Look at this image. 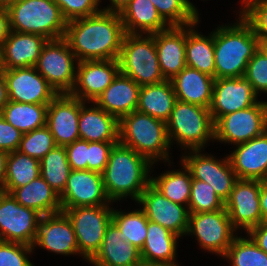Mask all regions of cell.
<instances>
[{"label": "cell", "mask_w": 267, "mask_h": 266, "mask_svg": "<svg viewBox=\"0 0 267 266\" xmlns=\"http://www.w3.org/2000/svg\"><path fill=\"white\" fill-rule=\"evenodd\" d=\"M40 176V161L21 152H10L7 159L3 191L11 193Z\"/></svg>", "instance_id": "35"}, {"label": "cell", "mask_w": 267, "mask_h": 266, "mask_svg": "<svg viewBox=\"0 0 267 266\" xmlns=\"http://www.w3.org/2000/svg\"><path fill=\"white\" fill-rule=\"evenodd\" d=\"M240 15L251 25L258 40H267V0H253Z\"/></svg>", "instance_id": "43"}, {"label": "cell", "mask_w": 267, "mask_h": 266, "mask_svg": "<svg viewBox=\"0 0 267 266\" xmlns=\"http://www.w3.org/2000/svg\"><path fill=\"white\" fill-rule=\"evenodd\" d=\"M67 159L72 170H87L88 141L78 139L65 146Z\"/></svg>", "instance_id": "48"}, {"label": "cell", "mask_w": 267, "mask_h": 266, "mask_svg": "<svg viewBox=\"0 0 267 266\" xmlns=\"http://www.w3.org/2000/svg\"><path fill=\"white\" fill-rule=\"evenodd\" d=\"M178 238L179 236L168 229L148 220L147 238L140 250L141 261L178 266L174 261Z\"/></svg>", "instance_id": "29"}, {"label": "cell", "mask_w": 267, "mask_h": 266, "mask_svg": "<svg viewBox=\"0 0 267 266\" xmlns=\"http://www.w3.org/2000/svg\"><path fill=\"white\" fill-rule=\"evenodd\" d=\"M223 256L230 259L232 266H267V253L251 237L236 236Z\"/></svg>", "instance_id": "40"}, {"label": "cell", "mask_w": 267, "mask_h": 266, "mask_svg": "<svg viewBox=\"0 0 267 266\" xmlns=\"http://www.w3.org/2000/svg\"><path fill=\"white\" fill-rule=\"evenodd\" d=\"M185 27L170 26L164 31L154 33L157 57L165 80L173 79L186 67V29L189 26Z\"/></svg>", "instance_id": "24"}, {"label": "cell", "mask_w": 267, "mask_h": 266, "mask_svg": "<svg viewBox=\"0 0 267 266\" xmlns=\"http://www.w3.org/2000/svg\"><path fill=\"white\" fill-rule=\"evenodd\" d=\"M11 195L19 204L42 216L62 212L60 196L41 176L25 186L15 188Z\"/></svg>", "instance_id": "31"}, {"label": "cell", "mask_w": 267, "mask_h": 266, "mask_svg": "<svg viewBox=\"0 0 267 266\" xmlns=\"http://www.w3.org/2000/svg\"><path fill=\"white\" fill-rule=\"evenodd\" d=\"M214 80L215 78L186 66L171 82L178 101L210 108Z\"/></svg>", "instance_id": "28"}, {"label": "cell", "mask_w": 267, "mask_h": 266, "mask_svg": "<svg viewBox=\"0 0 267 266\" xmlns=\"http://www.w3.org/2000/svg\"><path fill=\"white\" fill-rule=\"evenodd\" d=\"M125 35L120 15L101 11L67 22L64 39L75 61L116 60Z\"/></svg>", "instance_id": "1"}, {"label": "cell", "mask_w": 267, "mask_h": 266, "mask_svg": "<svg viewBox=\"0 0 267 266\" xmlns=\"http://www.w3.org/2000/svg\"><path fill=\"white\" fill-rule=\"evenodd\" d=\"M141 261L140 250L126 241L111 221L97 253L88 261L94 266H135Z\"/></svg>", "instance_id": "25"}, {"label": "cell", "mask_w": 267, "mask_h": 266, "mask_svg": "<svg viewBox=\"0 0 267 266\" xmlns=\"http://www.w3.org/2000/svg\"><path fill=\"white\" fill-rule=\"evenodd\" d=\"M47 41L38 34L10 31L0 48V69L35 66Z\"/></svg>", "instance_id": "23"}, {"label": "cell", "mask_w": 267, "mask_h": 266, "mask_svg": "<svg viewBox=\"0 0 267 266\" xmlns=\"http://www.w3.org/2000/svg\"><path fill=\"white\" fill-rule=\"evenodd\" d=\"M176 101L171 80H164L140 87L136 110L166 122Z\"/></svg>", "instance_id": "32"}, {"label": "cell", "mask_w": 267, "mask_h": 266, "mask_svg": "<svg viewBox=\"0 0 267 266\" xmlns=\"http://www.w3.org/2000/svg\"><path fill=\"white\" fill-rule=\"evenodd\" d=\"M228 157L238 179H267V130L247 141L237 145Z\"/></svg>", "instance_id": "22"}, {"label": "cell", "mask_w": 267, "mask_h": 266, "mask_svg": "<svg viewBox=\"0 0 267 266\" xmlns=\"http://www.w3.org/2000/svg\"><path fill=\"white\" fill-rule=\"evenodd\" d=\"M118 142H88L87 170L102 173L106 168L110 152Z\"/></svg>", "instance_id": "47"}, {"label": "cell", "mask_w": 267, "mask_h": 266, "mask_svg": "<svg viewBox=\"0 0 267 266\" xmlns=\"http://www.w3.org/2000/svg\"><path fill=\"white\" fill-rule=\"evenodd\" d=\"M10 22L7 8L0 7V48L10 33Z\"/></svg>", "instance_id": "51"}, {"label": "cell", "mask_w": 267, "mask_h": 266, "mask_svg": "<svg viewBox=\"0 0 267 266\" xmlns=\"http://www.w3.org/2000/svg\"><path fill=\"white\" fill-rule=\"evenodd\" d=\"M76 81L70 95L94 103L120 72L118 59L77 62Z\"/></svg>", "instance_id": "19"}, {"label": "cell", "mask_w": 267, "mask_h": 266, "mask_svg": "<svg viewBox=\"0 0 267 266\" xmlns=\"http://www.w3.org/2000/svg\"><path fill=\"white\" fill-rule=\"evenodd\" d=\"M23 133L9 124L0 114V150L13 152L17 151Z\"/></svg>", "instance_id": "49"}, {"label": "cell", "mask_w": 267, "mask_h": 266, "mask_svg": "<svg viewBox=\"0 0 267 266\" xmlns=\"http://www.w3.org/2000/svg\"><path fill=\"white\" fill-rule=\"evenodd\" d=\"M80 99L70 94H58L47 107L46 126L57 146H67L79 136Z\"/></svg>", "instance_id": "20"}, {"label": "cell", "mask_w": 267, "mask_h": 266, "mask_svg": "<svg viewBox=\"0 0 267 266\" xmlns=\"http://www.w3.org/2000/svg\"><path fill=\"white\" fill-rule=\"evenodd\" d=\"M147 219L181 237L187 233L189 211L181 204L170 201L151 183L137 200Z\"/></svg>", "instance_id": "15"}, {"label": "cell", "mask_w": 267, "mask_h": 266, "mask_svg": "<svg viewBox=\"0 0 267 266\" xmlns=\"http://www.w3.org/2000/svg\"><path fill=\"white\" fill-rule=\"evenodd\" d=\"M63 212L73 225L79 253L89 261L100 249L113 209L100 205L67 208Z\"/></svg>", "instance_id": "8"}, {"label": "cell", "mask_w": 267, "mask_h": 266, "mask_svg": "<svg viewBox=\"0 0 267 266\" xmlns=\"http://www.w3.org/2000/svg\"><path fill=\"white\" fill-rule=\"evenodd\" d=\"M75 59L64 38L48 40L35 68L58 94H70L76 81Z\"/></svg>", "instance_id": "9"}, {"label": "cell", "mask_w": 267, "mask_h": 266, "mask_svg": "<svg viewBox=\"0 0 267 266\" xmlns=\"http://www.w3.org/2000/svg\"><path fill=\"white\" fill-rule=\"evenodd\" d=\"M41 217L37 211L19 204L11 193L0 191V241L33 247L36 225Z\"/></svg>", "instance_id": "12"}, {"label": "cell", "mask_w": 267, "mask_h": 266, "mask_svg": "<svg viewBox=\"0 0 267 266\" xmlns=\"http://www.w3.org/2000/svg\"><path fill=\"white\" fill-rule=\"evenodd\" d=\"M119 142L152 164L159 158L169 162L168 149L171 145L166 122L146 113L135 110L119 120Z\"/></svg>", "instance_id": "4"}, {"label": "cell", "mask_w": 267, "mask_h": 266, "mask_svg": "<svg viewBox=\"0 0 267 266\" xmlns=\"http://www.w3.org/2000/svg\"><path fill=\"white\" fill-rule=\"evenodd\" d=\"M151 165L147 158L132 148L120 142L115 144L102 172L107 197L114 202L129 195L137 201L151 183L152 177L148 175Z\"/></svg>", "instance_id": "2"}, {"label": "cell", "mask_w": 267, "mask_h": 266, "mask_svg": "<svg viewBox=\"0 0 267 266\" xmlns=\"http://www.w3.org/2000/svg\"><path fill=\"white\" fill-rule=\"evenodd\" d=\"M170 144L173 140L190 150H201L214 139V122L209 108L176 101L166 121ZM173 138V140H172Z\"/></svg>", "instance_id": "7"}, {"label": "cell", "mask_w": 267, "mask_h": 266, "mask_svg": "<svg viewBox=\"0 0 267 266\" xmlns=\"http://www.w3.org/2000/svg\"><path fill=\"white\" fill-rule=\"evenodd\" d=\"M227 210L189 214L187 234H194L199 245L210 252L224 255L235 239Z\"/></svg>", "instance_id": "11"}, {"label": "cell", "mask_w": 267, "mask_h": 266, "mask_svg": "<svg viewBox=\"0 0 267 266\" xmlns=\"http://www.w3.org/2000/svg\"><path fill=\"white\" fill-rule=\"evenodd\" d=\"M168 26L198 24V10L189 0H151Z\"/></svg>", "instance_id": "39"}, {"label": "cell", "mask_w": 267, "mask_h": 266, "mask_svg": "<svg viewBox=\"0 0 267 266\" xmlns=\"http://www.w3.org/2000/svg\"><path fill=\"white\" fill-rule=\"evenodd\" d=\"M9 96L7 90L6 80L3 74L2 69H0V113L3 110V107L8 103Z\"/></svg>", "instance_id": "53"}, {"label": "cell", "mask_w": 267, "mask_h": 266, "mask_svg": "<svg viewBox=\"0 0 267 266\" xmlns=\"http://www.w3.org/2000/svg\"><path fill=\"white\" fill-rule=\"evenodd\" d=\"M79 136L88 142H119V120L97 104L86 108L80 100Z\"/></svg>", "instance_id": "27"}, {"label": "cell", "mask_w": 267, "mask_h": 266, "mask_svg": "<svg viewBox=\"0 0 267 266\" xmlns=\"http://www.w3.org/2000/svg\"><path fill=\"white\" fill-rule=\"evenodd\" d=\"M18 0H0V7L8 8L12 3H15Z\"/></svg>", "instance_id": "57"}, {"label": "cell", "mask_w": 267, "mask_h": 266, "mask_svg": "<svg viewBox=\"0 0 267 266\" xmlns=\"http://www.w3.org/2000/svg\"><path fill=\"white\" fill-rule=\"evenodd\" d=\"M260 210L263 222L267 223V179L260 181Z\"/></svg>", "instance_id": "52"}, {"label": "cell", "mask_w": 267, "mask_h": 266, "mask_svg": "<svg viewBox=\"0 0 267 266\" xmlns=\"http://www.w3.org/2000/svg\"><path fill=\"white\" fill-rule=\"evenodd\" d=\"M259 51L267 57V40H259Z\"/></svg>", "instance_id": "56"}, {"label": "cell", "mask_w": 267, "mask_h": 266, "mask_svg": "<svg viewBox=\"0 0 267 266\" xmlns=\"http://www.w3.org/2000/svg\"><path fill=\"white\" fill-rule=\"evenodd\" d=\"M135 266H166V265L156 264V263H150V262H145V261H140Z\"/></svg>", "instance_id": "58"}, {"label": "cell", "mask_w": 267, "mask_h": 266, "mask_svg": "<svg viewBox=\"0 0 267 266\" xmlns=\"http://www.w3.org/2000/svg\"><path fill=\"white\" fill-rule=\"evenodd\" d=\"M33 249L22 243L0 241V266H33L26 256Z\"/></svg>", "instance_id": "45"}, {"label": "cell", "mask_w": 267, "mask_h": 266, "mask_svg": "<svg viewBox=\"0 0 267 266\" xmlns=\"http://www.w3.org/2000/svg\"><path fill=\"white\" fill-rule=\"evenodd\" d=\"M259 194L260 181L238 179L235 182L225 201V209L235 229L242 227L248 232L263 222Z\"/></svg>", "instance_id": "16"}, {"label": "cell", "mask_w": 267, "mask_h": 266, "mask_svg": "<svg viewBox=\"0 0 267 266\" xmlns=\"http://www.w3.org/2000/svg\"><path fill=\"white\" fill-rule=\"evenodd\" d=\"M7 11L11 31L38 34L48 40L64 38L67 20L53 0H18Z\"/></svg>", "instance_id": "5"}, {"label": "cell", "mask_w": 267, "mask_h": 266, "mask_svg": "<svg viewBox=\"0 0 267 266\" xmlns=\"http://www.w3.org/2000/svg\"><path fill=\"white\" fill-rule=\"evenodd\" d=\"M195 25L190 24L186 30V66L215 78L214 32L204 37L193 30Z\"/></svg>", "instance_id": "33"}, {"label": "cell", "mask_w": 267, "mask_h": 266, "mask_svg": "<svg viewBox=\"0 0 267 266\" xmlns=\"http://www.w3.org/2000/svg\"><path fill=\"white\" fill-rule=\"evenodd\" d=\"M9 100L30 104H49L58 93L35 66L2 69Z\"/></svg>", "instance_id": "13"}, {"label": "cell", "mask_w": 267, "mask_h": 266, "mask_svg": "<svg viewBox=\"0 0 267 266\" xmlns=\"http://www.w3.org/2000/svg\"><path fill=\"white\" fill-rule=\"evenodd\" d=\"M112 222L120 229L126 241L141 250L147 238L148 219L142 209L129 213L113 210Z\"/></svg>", "instance_id": "38"}, {"label": "cell", "mask_w": 267, "mask_h": 266, "mask_svg": "<svg viewBox=\"0 0 267 266\" xmlns=\"http://www.w3.org/2000/svg\"><path fill=\"white\" fill-rule=\"evenodd\" d=\"M247 233L257 246L267 253V223L262 222L254 226Z\"/></svg>", "instance_id": "50"}, {"label": "cell", "mask_w": 267, "mask_h": 266, "mask_svg": "<svg viewBox=\"0 0 267 266\" xmlns=\"http://www.w3.org/2000/svg\"><path fill=\"white\" fill-rule=\"evenodd\" d=\"M139 91L133 79L119 72L94 103L120 120L137 109Z\"/></svg>", "instance_id": "26"}, {"label": "cell", "mask_w": 267, "mask_h": 266, "mask_svg": "<svg viewBox=\"0 0 267 266\" xmlns=\"http://www.w3.org/2000/svg\"><path fill=\"white\" fill-rule=\"evenodd\" d=\"M71 170L63 146L56 145L40 160V176L59 196L64 191Z\"/></svg>", "instance_id": "37"}, {"label": "cell", "mask_w": 267, "mask_h": 266, "mask_svg": "<svg viewBox=\"0 0 267 266\" xmlns=\"http://www.w3.org/2000/svg\"><path fill=\"white\" fill-rule=\"evenodd\" d=\"M62 212L67 208L107 205L102 173L91 170H71L60 195Z\"/></svg>", "instance_id": "17"}, {"label": "cell", "mask_w": 267, "mask_h": 266, "mask_svg": "<svg viewBox=\"0 0 267 266\" xmlns=\"http://www.w3.org/2000/svg\"><path fill=\"white\" fill-rule=\"evenodd\" d=\"M191 156L182 155V164L190 170L192 178L210 184L215 193L225 202L238 180L229 157L218 161L213 156L199 154L200 150H191ZM216 159V160H215Z\"/></svg>", "instance_id": "14"}, {"label": "cell", "mask_w": 267, "mask_h": 266, "mask_svg": "<svg viewBox=\"0 0 267 266\" xmlns=\"http://www.w3.org/2000/svg\"><path fill=\"white\" fill-rule=\"evenodd\" d=\"M239 23L214 31L215 79L244 77L247 64L258 51L259 40L240 15Z\"/></svg>", "instance_id": "3"}, {"label": "cell", "mask_w": 267, "mask_h": 266, "mask_svg": "<svg viewBox=\"0 0 267 266\" xmlns=\"http://www.w3.org/2000/svg\"><path fill=\"white\" fill-rule=\"evenodd\" d=\"M267 130V102L220 117L214 123V139L234 145L245 143Z\"/></svg>", "instance_id": "10"}, {"label": "cell", "mask_w": 267, "mask_h": 266, "mask_svg": "<svg viewBox=\"0 0 267 266\" xmlns=\"http://www.w3.org/2000/svg\"><path fill=\"white\" fill-rule=\"evenodd\" d=\"M9 152L0 150V191H3L5 184L6 166Z\"/></svg>", "instance_id": "54"}, {"label": "cell", "mask_w": 267, "mask_h": 266, "mask_svg": "<svg viewBox=\"0 0 267 266\" xmlns=\"http://www.w3.org/2000/svg\"><path fill=\"white\" fill-rule=\"evenodd\" d=\"M224 208L225 202L215 193L210 184L192 178L189 214L213 212Z\"/></svg>", "instance_id": "41"}, {"label": "cell", "mask_w": 267, "mask_h": 266, "mask_svg": "<svg viewBox=\"0 0 267 266\" xmlns=\"http://www.w3.org/2000/svg\"><path fill=\"white\" fill-rule=\"evenodd\" d=\"M48 104H30L9 100L0 113L23 134L46 125Z\"/></svg>", "instance_id": "34"}, {"label": "cell", "mask_w": 267, "mask_h": 266, "mask_svg": "<svg viewBox=\"0 0 267 266\" xmlns=\"http://www.w3.org/2000/svg\"><path fill=\"white\" fill-rule=\"evenodd\" d=\"M257 96L245 77L215 79L209 108L213 122L226 114L255 105Z\"/></svg>", "instance_id": "18"}, {"label": "cell", "mask_w": 267, "mask_h": 266, "mask_svg": "<svg viewBox=\"0 0 267 266\" xmlns=\"http://www.w3.org/2000/svg\"><path fill=\"white\" fill-rule=\"evenodd\" d=\"M184 171H167L160 176L151 178V184L170 201L187 205L190 201L192 175L190 170L182 165Z\"/></svg>", "instance_id": "36"}, {"label": "cell", "mask_w": 267, "mask_h": 266, "mask_svg": "<svg viewBox=\"0 0 267 266\" xmlns=\"http://www.w3.org/2000/svg\"><path fill=\"white\" fill-rule=\"evenodd\" d=\"M36 245L57 254H79L73 225L64 212L41 217L36 225L33 248Z\"/></svg>", "instance_id": "21"}, {"label": "cell", "mask_w": 267, "mask_h": 266, "mask_svg": "<svg viewBox=\"0 0 267 266\" xmlns=\"http://www.w3.org/2000/svg\"><path fill=\"white\" fill-rule=\"evenodd\" d=\"M55 146L53 135L45 125L23 134L18 151L40 161Z\"/></svg>", "instance_id": "42"}, {"label": "cell", "mask_w": 267, "mask_h": 266, "mask_svg": "<svg viewBox=\"0 0 267 266\" xmlns=\"http://www.w3.org/2000/svg\"><path fill=\"white\" fill-rule=\"evenodd\" d=\"M244 77L257 95L267 92V57L261 51L258 50L248 62Z\"/></svg>", "instance_id": "44"}, {"label": "cell", "mask_w": 267, "mask_h": 266, "mask_svg": "<svg viewBox=\"0 0 267 266\" xmlns=\"http://www.w3.org/2000/svg\"><path fill=\"white\" fill-rule=\"evenodd\" d=\"M112 6L104 8L103 11L120 14L124 8L128 5L130 0H110Z\"/></svg>", "instance_id": "55"}, {"label": "cell", "mask_w": 267, "mask_h": 266, "mask_svg": "<svg viewBox=\"0 0 267 266\" xmlns=\"http://www.w3.org/2000/svg\"><path fill=\"white\" fill-rule=\"evenodd\" d=\"M251 1H253V0H243L242 1V3H244L245 5L244 6H246L248 3H250Z\"/></svg>", "instance_id": "59"}, {"label": "cell", "mask_w": 267, "mask_h": 266, "mask_svg": "<svg viewBox=\"0 0 267 266\" xmlns=\"http://www.w3.org/2000/svg\"><path fill=\"white\" fill-rule=\"evenodd\" d=\"M61 9L63 17L68 21L88 17L99 13L100 0H53Z\"/></svg>", "instance_id": "46"}, {"label": "cell", "mask_w": 267, "mask_h": 266, "mask_svg": "<svg viewBox=\"0 0 267 266\" xmlns=\"http://www.w3.org/2000/svg\"><path fill=\"white\" fill-rule=\"evenodd\" d=\"M119 15L125 33L129 34H154L170 27L159 15L151 0H130ZM137 29L140 32H137Z\"/></svg>", "instance_id": "30"}, {"label": "cell", "mask_w": 267, "mask_h": 266, "mask_svg": "<svg viewBox=\"0 0 267 266\" xmlns=\"http://www.w3.org/2000/svg\"><path fill=\"white\" fill-rule=\"evenodd\" d=\"M120 73L140 87L164 81L157 57L154 34L125 33L118 57Z\"/></svg>", "instance_id": "6"}]
</instances>
